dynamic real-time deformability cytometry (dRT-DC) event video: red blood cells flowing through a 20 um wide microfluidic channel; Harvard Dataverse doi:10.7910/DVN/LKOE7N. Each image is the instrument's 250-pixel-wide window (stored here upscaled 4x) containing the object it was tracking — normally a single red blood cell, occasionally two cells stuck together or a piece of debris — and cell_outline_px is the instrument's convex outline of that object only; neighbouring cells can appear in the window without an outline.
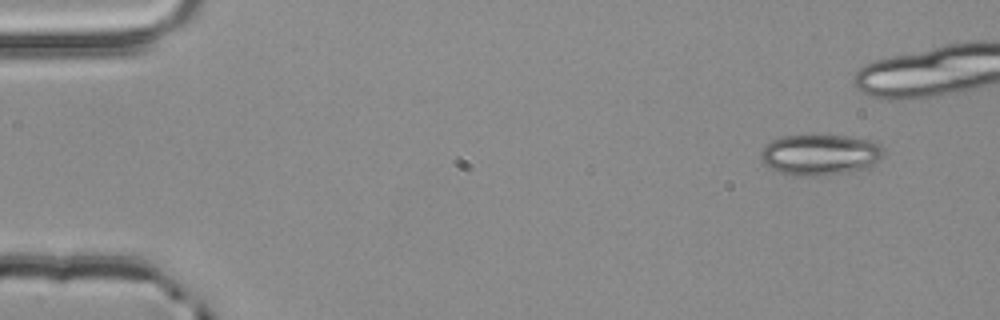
{"species": "common noctule bat (a hibernating species)", "species_latin": "Nyctalus noctula", "temperature_condition": "room temperature", "stored_images_in_passage": 43, "camera_frame_rate_fps": 3000, "um_per_image_px": 0.085, "animal": {"sex": "male", "body_mass_g": 20.4}, "frame": {"image": 1, "passage_image": 4, "time_ms": 1.0, "image_size_px": [1000, 320], "cell_outline_px": [[884, 156], [880, 160], [868, 168], [848, 172], [816, 176], [788, 176], [776, 172], [768, 168], [764, 164], [760, 156], [760, 152], [772, 140], [780, 136], [808, 132], [848, 136], [872, 140], [880, 144], [884, 148]], "centroid_in_image_um": [69.7, 13.12], "position_along_channel_um": 15.3, "area_um2": 30.69}}
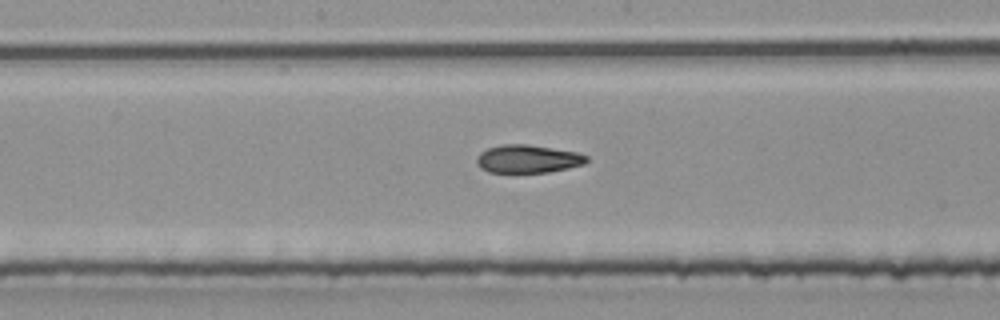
{"frame": {"image": 2, "passage_image": 28, "time_ms": 9.0, "image_size_px": [1000, 320], "cell_outline_px": [[588, 160], [584, 164], [568, 168], [548, 172], [488, 172], [480, 168], [476, 164], [476, 156], [480, 152], [488, 148], [504, 144], [528, 144], [576, 152], [588, 156]], "centroid_in_image_um": [44.84, 13.5], "position_along_channel_um": 203.4, "area_um2": 17.98}}
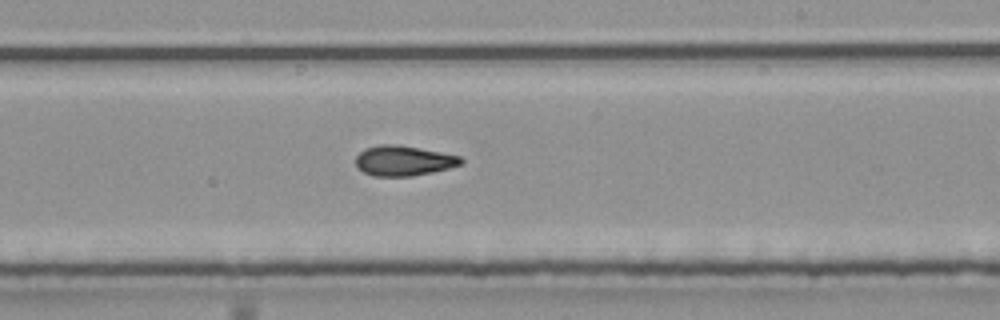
{"frame": {"image": 3, "passage_image": 32, "time_ms": 10.333, "image_size_px": [1000, 320], "cell_outline_px": [[464, 164], [432, 172], [412, 176], [372, 176], [356, 168], [356, 156], [364, 148], [380, 144], [396, 144], [420, 148], [460, 156], [464, 160]], "centroid_in_image_um": [34.29, 13.66], "position_along_channel_um": 254.7, "area_um2": 18.61}}